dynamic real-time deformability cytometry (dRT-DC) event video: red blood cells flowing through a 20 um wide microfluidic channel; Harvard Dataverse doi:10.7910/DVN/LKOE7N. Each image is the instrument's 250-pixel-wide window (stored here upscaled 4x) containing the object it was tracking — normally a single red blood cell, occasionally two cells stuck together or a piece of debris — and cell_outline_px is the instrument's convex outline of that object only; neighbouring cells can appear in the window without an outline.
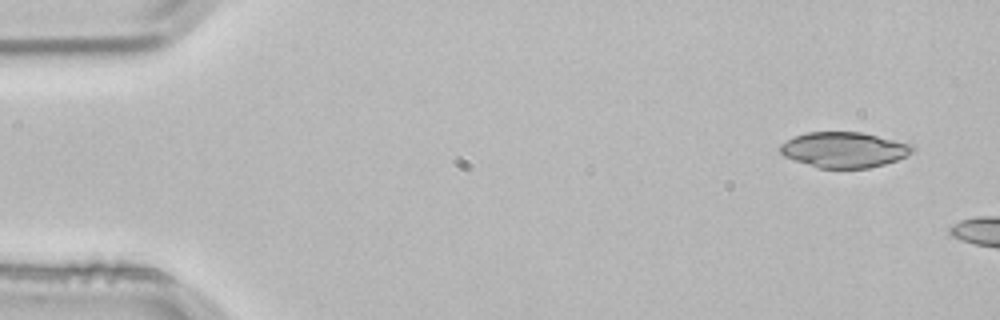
{"species": "common noctule bat (a hibernating species)", "species_latin": "Nyctalus noctula", "temperature_condition": "room temperature", "stored_images_in_passage": 2, "camera_frame_rate_fps": 3000, "um_per_image_px": 0.085, "animal": {"sex": "male", "body_mass_g": 21.5, "forearm_length_mm": 52.0}, "frame": {"image": 1, "passage_image": 1, "time_ms": 0.0, "image_size_px": [1000, 320], "cell_outline_px": [[916, 148], [908, 156], [884, 164], [868, 168], [816, 168], [784, 156], [780, 152], [780, 144], [792, 136], [808, 132], [860, 132], [912, 144]], "centroid_in_image_um": [71.73, 12.73], "position_along_channel_um": 13.3, "area_um2": 27.46}}